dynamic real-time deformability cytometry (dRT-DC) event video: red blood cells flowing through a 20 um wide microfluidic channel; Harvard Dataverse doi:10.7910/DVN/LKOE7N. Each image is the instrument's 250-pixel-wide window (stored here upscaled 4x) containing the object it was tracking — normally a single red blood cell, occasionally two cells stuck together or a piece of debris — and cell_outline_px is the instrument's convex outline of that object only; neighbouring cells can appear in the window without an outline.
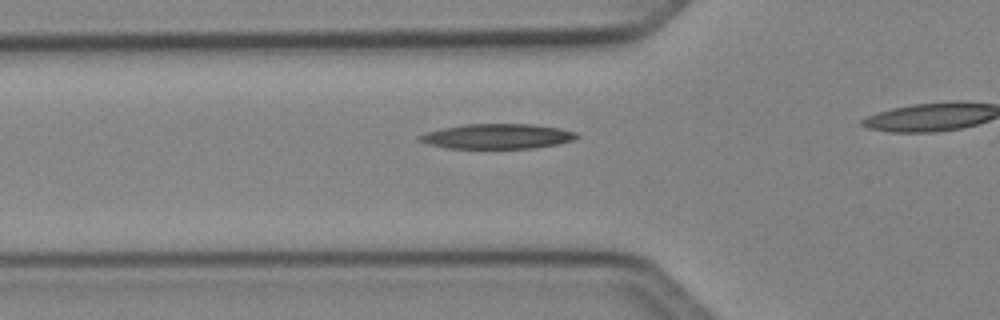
{"species": "Egyptian fruit bat (a non-hibernating species)", "species_latin": "Rousettus aegyptiacus", "temperature_condition": "cold", "stored_images_in_passage": 36, "camera_frame_rate_fps": 3000, "um_per_image_px": 0.085, "animal": {"sex": "female"}, "frame": {"image": 1, "passage_image": 13, "time_ms": 4.0, "image_size_px": [1000, 320], "cell_outline_px": [[580, 136], [572, 140], [556, 144], [532, 148], [448, 148], [428, 144], [416, 140], [416, 136], [424, 132], [464, 124], [532, 124], [560, 128], [576, 132]], "centroid_in_image_um": [42.22, 11.58], "position_along_channel_um": 83.6, "area_um2": 22.89}}
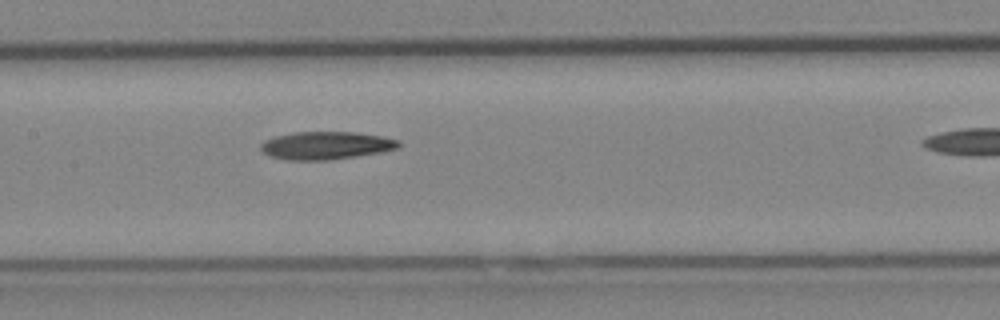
{"frame": {"image": 2, "passage_image": 20, "time_ms": 6.333, "image_size_px": [1000, 320], "cell_outline_px": [[400, 144], [396, 148], [380, 152], [324, 160], [288, 160], [268, 156], [260, 148], [260, 144], [264, 140], [276, 136], [292, 132], [356, 132], [384, 136], [400, 140]], "centroid_in_image_um": [27.67, 12.35], "position_along_channel_um": 179.7, "area_um2": 22.25}}
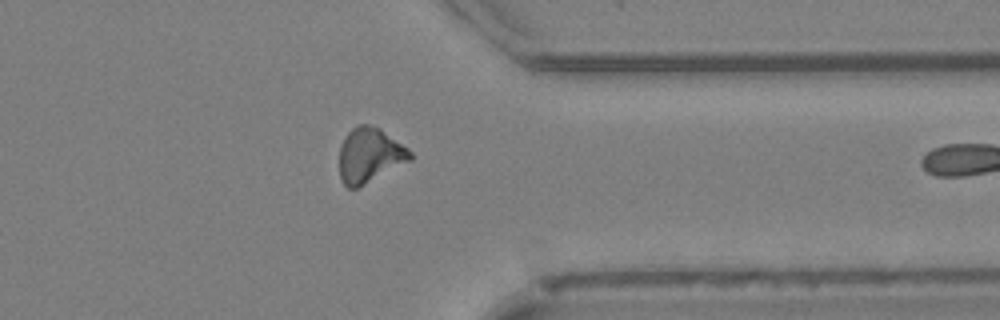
{"frame": {"image": 3, "passage_image": 35, "time_ms": 11.333, "image_size_px": [1000, 320], "cell_outline_px": [[412, 160], [356, 188], [348, 188], [340, 180], [340, 144], [348, 132], [352, 128], [360, 124], [368, 124], [380, 128], [408, 148], [412, 152]], "centroid_in_image_um": [31.42, 13.19], "position_along_channel_um": 380.0, "area_um2": 22.54}}